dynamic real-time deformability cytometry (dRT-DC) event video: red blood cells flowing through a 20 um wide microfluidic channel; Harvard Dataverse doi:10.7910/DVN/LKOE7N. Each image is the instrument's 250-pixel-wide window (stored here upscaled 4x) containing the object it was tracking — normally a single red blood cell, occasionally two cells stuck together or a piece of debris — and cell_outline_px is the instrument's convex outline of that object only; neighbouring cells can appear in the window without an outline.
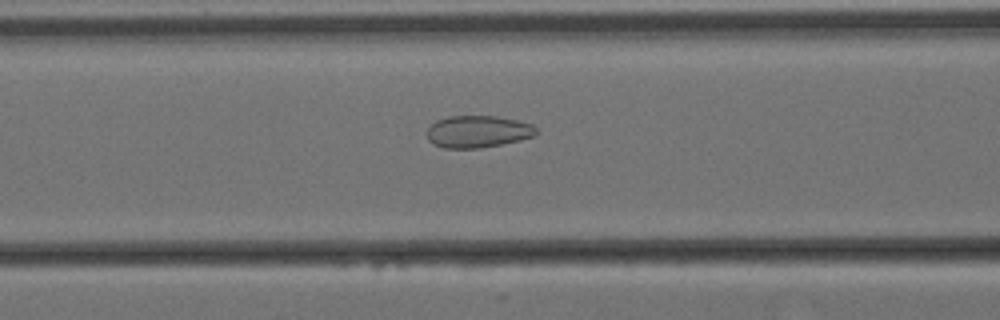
{"species": "Egyptian fruit bat (a non-hibernating species)", "species_latin": "Rousettus aegyptiacus", "temperature_condition": "cold", "stored_images_in_passage": 42, "camera_frame_rate_fps": 3000, "um_per_image_px": 0.085, "animal": {"sex": "female"}, "frame": {"image": 1, "passage_image": 13, "time_ms": 4.0, "image_size_px": [1000, 320], "cell_outline_px": [[536, 132], [532, 136], [520, 140], [480, 148], [444, 148], [432, 144], [428, 140], [428, 128], [436, 120], [448, 116], [496, 116], [516, 120], [532, 124], [536, 128]], "centroid_in_image_um": [40.58, 11.18], "position_along_channel_um": 126.0, "area_um2": 20.29}}
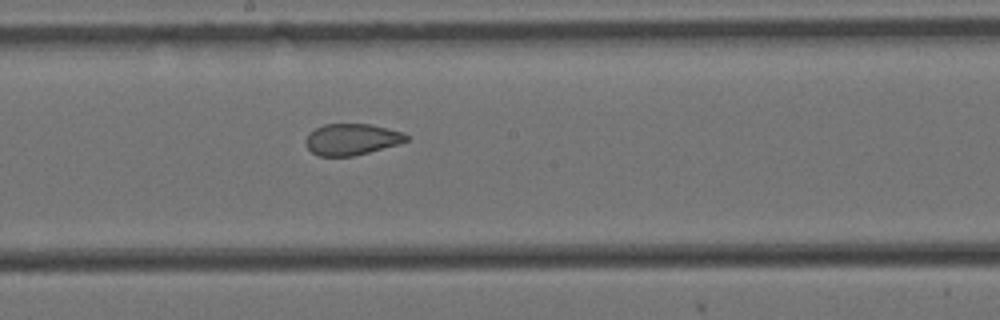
{"frame": {"image": 2, "passage_image": 21, "time_ms": 6.667, "image_size_px": [1000, 320], "cell_outline_px": [[408, 140], [400, 144], [352, 156], [316, 156], [304, 144], [304, 140], [308, 132], [324, 124], [372, 124], [404, 132], [408, 136]], "centroid_in_image_um": [29.88, 11.84], "position_along_channel_um": 218.3, "area_um2": 18.61}}
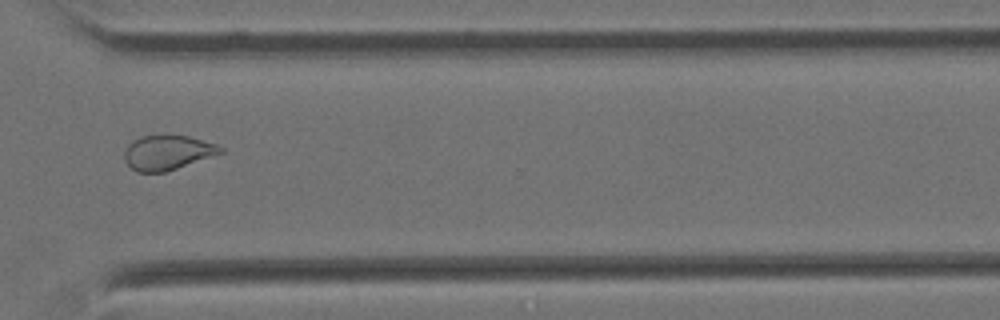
{"frame": {"image": 3, "passage_image": 33, "time_ms": 10.667, "image_size_px": [1000, 320], "cell_outline_px": [[224, 152], [164, 172], [136, 172], [124, 160], [124, 152], [128, 144], [132, 140], [140, 136], [188, 136], [216, 144], [224, 148]], "centroid_in_image_um": [14.21, 12.97], "position_along_channel_um": 356.4, "area_um2": 19.13}, "authors_computed_cell_mechanics": {"area_um2": 19.3919, "velocity_mm_per_s": 3.4606, "shape_relaxation_time_tau1_ms": null, "shape_relaxation_time_tau2_ms": 1.1393, "deformation_change_tau1": null, "deformation_change_tau2": 0.0647}}